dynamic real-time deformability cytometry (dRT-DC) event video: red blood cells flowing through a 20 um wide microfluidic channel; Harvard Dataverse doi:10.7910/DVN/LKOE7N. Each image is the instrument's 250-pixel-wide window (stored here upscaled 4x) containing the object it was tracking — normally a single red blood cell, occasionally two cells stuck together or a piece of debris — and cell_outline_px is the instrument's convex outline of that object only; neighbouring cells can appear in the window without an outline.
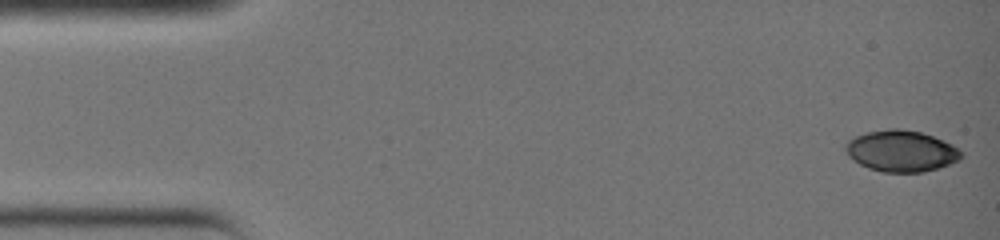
{"species": "common noctule bat (a hibernating species)", "species_latin": "Nyctalus noctula", "temperature_condition": "warm", "stored_images_in_passage": 36, "camera_frame_rate_fps": 3000, "um_per_image_px": 0.085, "animal": {"sex": "female", "body_mass_g": 19.0, "forearm_length_mm": 51.5}, "frame": {"image": 1, "passage_image": 1, "time_ms": 0.0, "image_size_px": [1000, 240], "cell_outline_px": [[964, 156], [960, 160], [924, 172], [884, 172], [868, 168], [852, 160], [848, 156], [844, 148], [844, 144], [848, 140], [856, 136], [868, 132], [920, 132], [932, 136], [952, 144], [964, 152]], "centroid_in_image_um": [76.62, 12.89], "position_along_channel_um": 8.4, "area_um2": 27.05}}
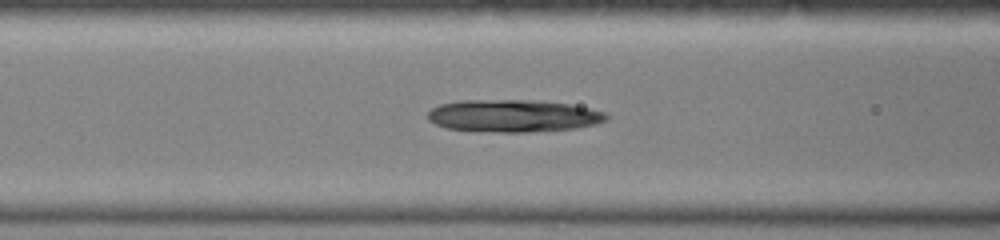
{"frame": {"image": 2, "passage_image": 15, "time_ms": 4.667, "image_size_px": [1000, 240], "cell_outline_px": [[608, 116], [604, 120], [596, 124], [576, 128], [524, 132], [496, 132], [448, 128], [436, 124], [428, 120], [428, 112], [432, 108], [440, 104], [464, 100], [528, 100], [568, 104], [608, 112]], "centroid_in_image_um": [43.63, 9.84], "position_along_channel_um": 123.0, "area_um2": 33.35}}
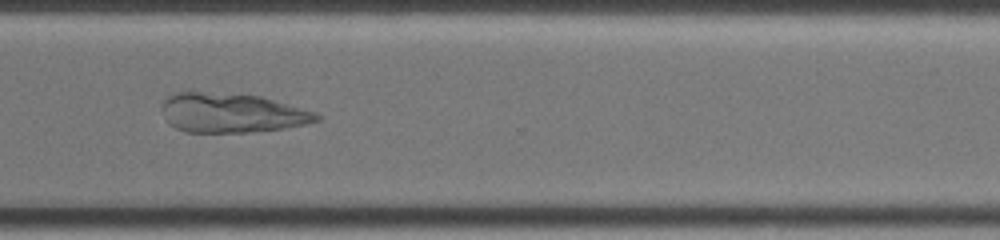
{"frame": {"image": 3, "passage_image": 28, "time_ms": 9.0, "image_size_px": [1000, 240], "cell_outline_px": [[320, 120], [304, 124], [284, 128], [248, 132], [184, 132], [168, 124], [164, 116], [164, 100], [168, 96], [184, 88], [188, 88], [260, 96], [316, 112], [320, 116]], "centroid_in_image_um": [19.62, 9.55], "position_along_channel_um": 351.0, "area_um2": 36.18}}